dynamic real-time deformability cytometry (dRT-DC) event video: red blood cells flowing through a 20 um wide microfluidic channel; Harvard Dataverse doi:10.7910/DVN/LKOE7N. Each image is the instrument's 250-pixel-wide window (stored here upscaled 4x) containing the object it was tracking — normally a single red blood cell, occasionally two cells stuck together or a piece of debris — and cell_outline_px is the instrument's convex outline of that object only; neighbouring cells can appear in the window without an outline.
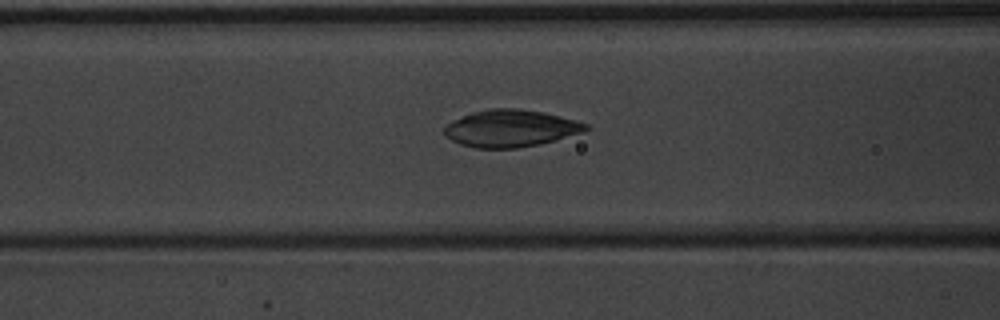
{"species": "common noctule bat (a hibernating species)", "species_latin": "Nyctalus noctula", "temperature_condition": "warm", "stored_images_in_passage": 47, "camera_frame_rate_fps": 3000, "um_per_image_px": 0.085, "animal": {"sex": "male", "body_mass_g": 20.1, "forearm_length_mm": 53.5}, "frame": {"image": 1, "passage_image": 17, "time_ms": 5.333, "image_size_px": [1000, 320], "cell_outline_px": [[592, 128], [584, 132], [556, 140], [540, 144], [516, 148], [476, 148], [460, 144], [444, 136], [444, 128], [448, 124], [472, 112], [492, 108], [520, 108], [540, 112], [576, 120], [588, 124]], "centroid_in_image_um": [43.44, 10.92], "position_along_channel_um": 123.2, "area_um2": 30.46}}
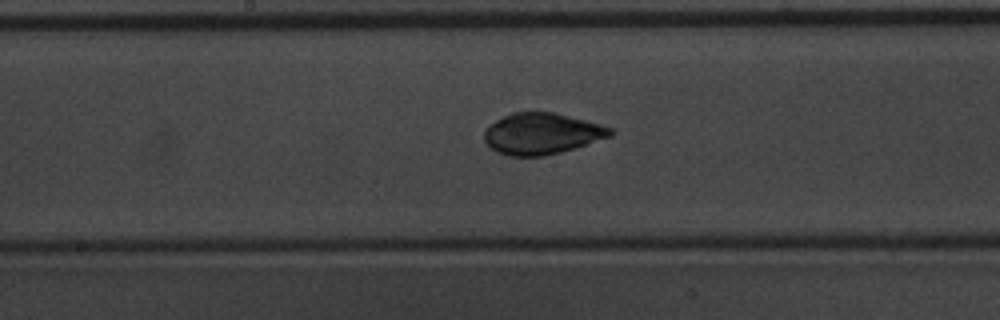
{"frame": {"image": 2, "passage_image": 23, "time_ms": 7.333, "image_size_px": [1000, 320], "cell_outline_px": [[616, 132], [612, 136], [560, 152], [544, 156], [508, 156], [496, 152], [484, 140], [484, 132], [496, 120], [512, 112], [552, 112], [600, 124], [612, 128]], "centroid_in_image_um": [46.06, 11.37], "position_along_channel_um": 202.1, "area_um2": 30.06}}
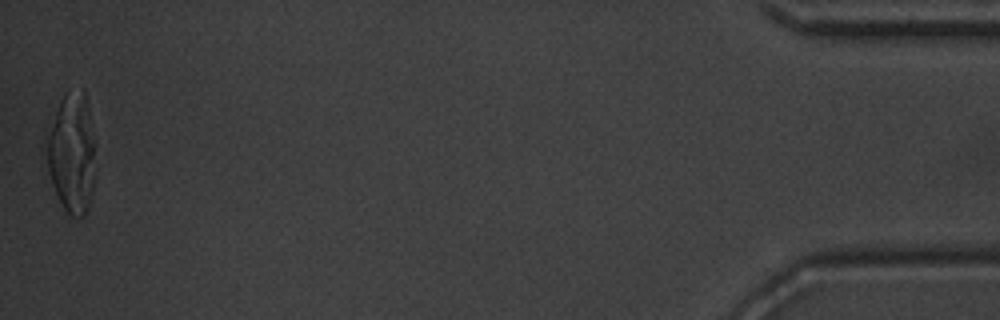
{"frame": {"image": 3, "passage_image": 47, "time_ms": 15.333, "image_size_px": [1000, 320], "cell_outline_px": [[96, 176], [88, 208], [84, 216], [68, 216], [52, 184], [48, 172], [40, 144], [60, 100], [64, 92], [84, 88], [96, 144]], "centroid_in_image_um": [6.08, 12.97], "position_along_channel_um": 429.1, "area_um2": 36.13}}